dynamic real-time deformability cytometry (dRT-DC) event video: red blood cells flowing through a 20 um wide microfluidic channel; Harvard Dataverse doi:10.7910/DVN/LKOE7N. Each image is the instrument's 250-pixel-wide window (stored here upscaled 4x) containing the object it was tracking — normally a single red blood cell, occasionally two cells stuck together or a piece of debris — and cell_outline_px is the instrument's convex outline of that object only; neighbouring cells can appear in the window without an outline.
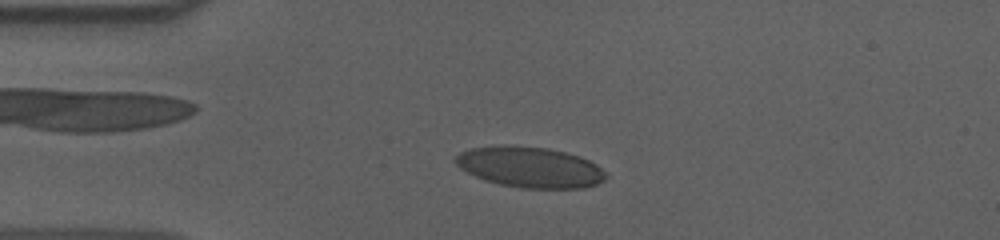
{"species": "human", "species_latin": "Homo sapiens", "temperature_condition": "cold", "stored_images_in_passage": 52, "camera_frame_rate_fps": 3000, "um_per_image_px": 0.085, "donor": {"sex": "male"}, "frame": {"image": 1, "passage_image": 9, "time_ms": 2.667, "image_size_px": [1000, 240], "cell_outline_px": [[608, 176], [604, 180], [596, 184], [584, 188], [520, 188], [500, 184], [484, 180], [460, 168], [452, 160], [460, 152], [472, 148], [504, 144], [548, 148], [580, 156], [596, 164]], "centroid_in_image_um": [45.03, 14.2], "position_along_channel_um": 40.0, "area_um2": 35.72}}
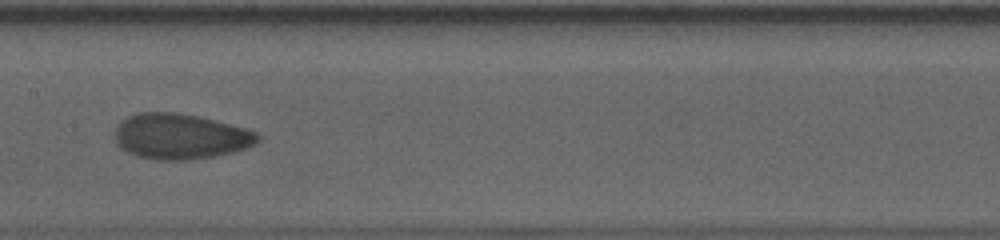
{"frame": {"image": 2, "passage_image": 24, "time_ms": 7.667, "image_size_px": [1000, 240], "cell_outline_px": [[260, 140], [256, 144], [248, 148], [232, 152], [212, 156], [188, 160], [160, 160], [136, 156], [120, 148], [116, 144], [112, 132], [120, 120], [136, 112], [176, 112], [196, 116], [248, 128], [256, 132], [260, 136]], "centroid_in_image_um": [15.29, 11.59], "position_along_channel_um": 192.1, "area_um2": 38.32}}
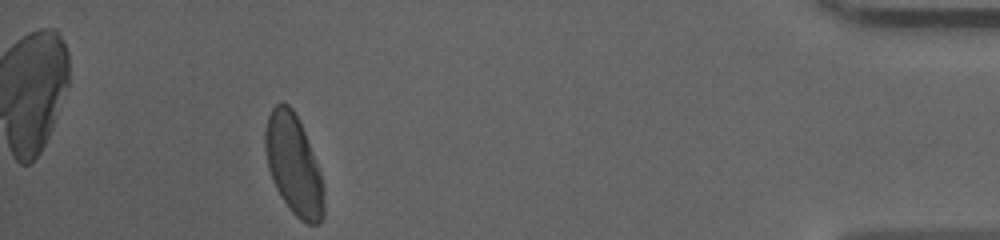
{"frame": {"image": 3, "passage_image": 47, "time_ms": 15.333, "image_size_px": [1000, 240], "cell_outline_px": [[324, 216], [316, 224], [308, 224], [300, 220], [288, 208], [280, 196], [272, 180], [268, 168], [264, 148], [264, 132], [268, 116], [272, 108], [276, 104], [288, 104], [292, 108], [304, 132], [320, 172], [324, 188]], "centroid_in_image_um": [24.94, 14.04], "position_along_channel_um": 410.3, "area_um2": 34.04}, "authors_computed_cell_mechanics": {"area_um2": 35.7204, "velocity_mm_per_s": 3.6126, "shape_relaxation_time_tau1_ms": 7.9995, "shape_relaxation_time_tau2_ms": 1.5566, "deformation_change_tau1": 0.1947, "deformation_change_tau2": 0.0556}}